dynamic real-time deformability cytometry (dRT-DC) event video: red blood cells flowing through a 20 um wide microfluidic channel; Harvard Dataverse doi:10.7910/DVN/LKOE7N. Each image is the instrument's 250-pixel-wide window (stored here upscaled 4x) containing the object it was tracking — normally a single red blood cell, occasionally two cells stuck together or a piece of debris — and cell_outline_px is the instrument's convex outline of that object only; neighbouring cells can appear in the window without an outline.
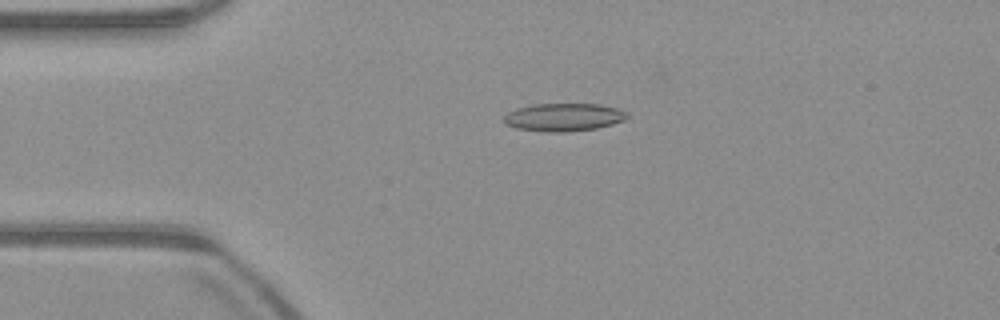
{"species": "common noctule bat (a hibernating species)", "species_latin": "Nyctalus noctula", "temperature_condition": "warm", "stored_images_in_passage": 52, "camera_frame_rate_fps": 3000, "um_per_image_px": 0.085, "animal": {"sex": "male", "body_mass_g": 23.1, "forearm_length_mm": 52.7}, "frame": {"image": 1, "passage_image": 12, "time_ms": 3.667, "image_size_px": [1000, 320], "cell_outline_px": [[628, 116], [624, 120], [612, 124], [596, 128], [564, 132], [544, 132], [516, 128], [504, 124], [504, 116], [508, 112], [516, 108], [532, 104], [600, 104], [616, 108], [628, 112]], "centroid_in_image_um": [47.89, 9.96], "position_along_channel_um": 37.1, "area_um2": 20.11}}
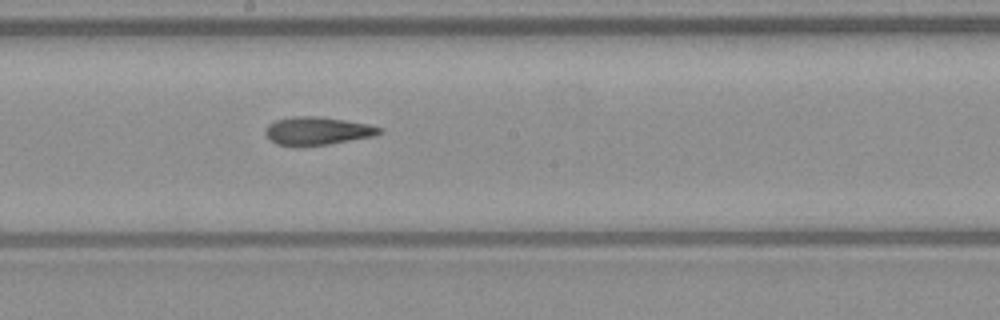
{"frame": {"image": 2, "passage_image": 28, "time_ms": 9.0, "image_size_px": [1000, 320], "cell_outline_px": [[384, 132], [376, 136], [328, 144], [276, 144], [264, 132], [268, 124], [276, 120], [292, 116], [324, 116], [368, 124], [380, 128]], "centroid_in_image_um": [27.03, 11.09], "position_along_channel_um": 221.2, "area_um2": 18.32}}
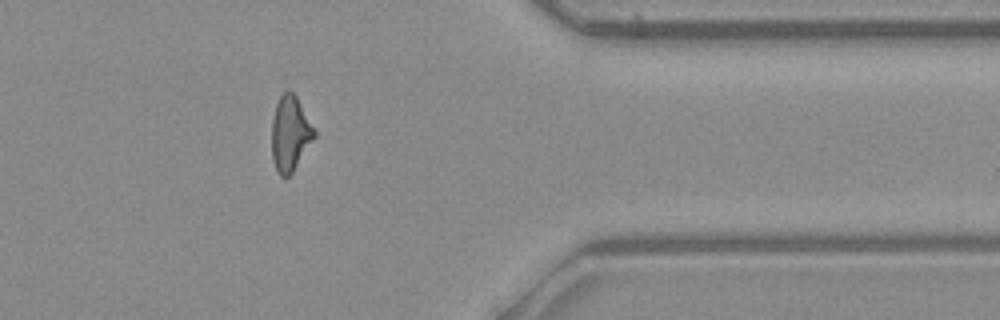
{"frame": {"image": 3, "passage_image": 42, "time_ms": 13.667, "image_size_px": [1000, 320], "cell_outline_px": [[316, 136], [292, 172], [288, 176], [280, 176], [272, 160], [272, 120], [276, 104], [280, 96], [288, 88], [296, 96], [316, 132]], "centroid_in_image_um": [24.65, 11.34], "position_along_channel_um": 386.7, "area_um2": 18.38}, "authors_computed_cell_mechanics": {"area_um2": 19.0162, "velocity_mm_per_s": 3.9977, "shape_relaxation_time_tau1_ms": null, "shape_relaxation_time_tau2_ms": 4.3501, "deformation_change_tau1": null, "deformation_change_tau2": 0.1579}}